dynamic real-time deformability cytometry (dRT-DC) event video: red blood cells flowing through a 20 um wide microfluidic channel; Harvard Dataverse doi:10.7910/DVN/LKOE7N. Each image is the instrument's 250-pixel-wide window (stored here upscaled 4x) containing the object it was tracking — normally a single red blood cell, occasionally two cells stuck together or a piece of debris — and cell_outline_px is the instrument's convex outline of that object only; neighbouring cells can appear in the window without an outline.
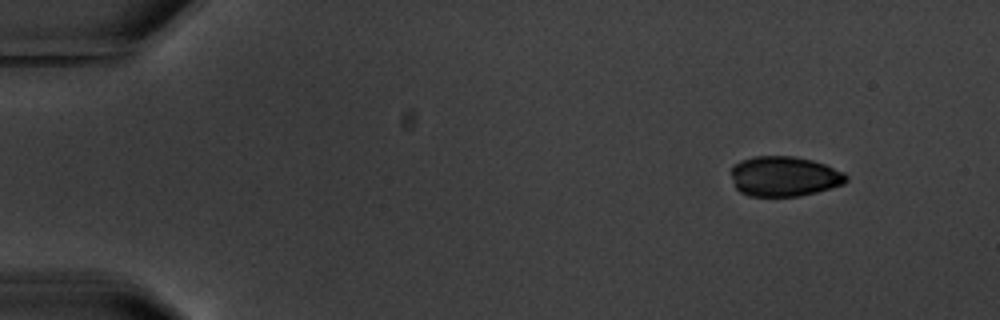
{"species": "common noctule bat (a hibernating species)", "species_latin": "Nyctalus noctula", "temperature_condition": "warm", "stored_images_in_passage": 13, "camera_frame_rate_fps": 3000, "um_per_image_px": 0.085, "animal": {"sex": "male", "body_mass_g": 20.1, "forearm_length_mm": 53.5}, "frame": {"image": 1, "passage_image": 1, "time_ms": 0.0, "image_size_px": [1000, 320], "cell_outline_px": [[848, 180], [844, 184], [832, 188], [800, 196], [748, 196], [740, 192], [736, 188], [732, 176], [732, 164], [740, 160], [752, 156], [792, 156], [812, 160], [824, 164], [844, 172], [848, 176]], "centroid_in_image_um": [66.66, 14.99], "position_along_channel_um": 18.3, "area_um2": 27.05}}
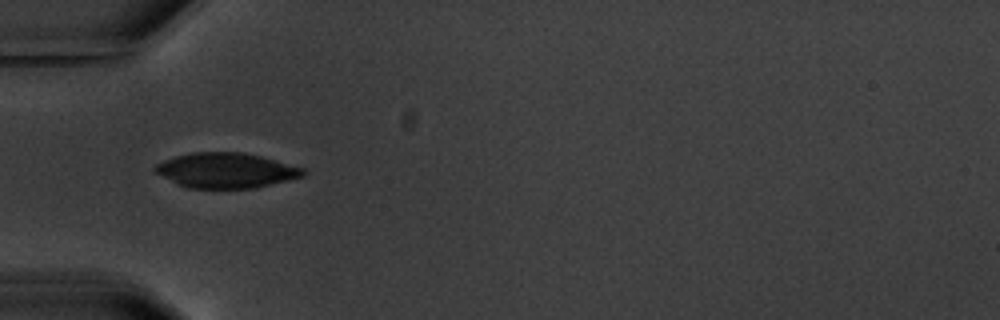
{"frame": {"image": 2, "passage_image": 4, "time_ms": 4.333, "image_size_px": [1000, 320], "cell_outline_px": [[308, 172], [304, 176], [288, 180], [252, 188], [188, 188], [176, 184], [152, 172], [152, 168], [156, 164], [164, 160], [176, 156], [192, 152], [244, 152], [260, 156], [304, 168]], "centroid_in_image_um": [19.16, 14.48], "position_along_channel_um": 65.8, "area_um2": 30.4}, "authors_computed_cell_mechanics": {"area_um2": 29.9404, "velocity_mm_per_s": 3.4971, "shape_relaxation_time_tau1_ms": 2.3177, "shape_relaxation_time_tau2_ms": null, "deformation_change_tau1": 0.0925, "deformation_change_tau2": null}}